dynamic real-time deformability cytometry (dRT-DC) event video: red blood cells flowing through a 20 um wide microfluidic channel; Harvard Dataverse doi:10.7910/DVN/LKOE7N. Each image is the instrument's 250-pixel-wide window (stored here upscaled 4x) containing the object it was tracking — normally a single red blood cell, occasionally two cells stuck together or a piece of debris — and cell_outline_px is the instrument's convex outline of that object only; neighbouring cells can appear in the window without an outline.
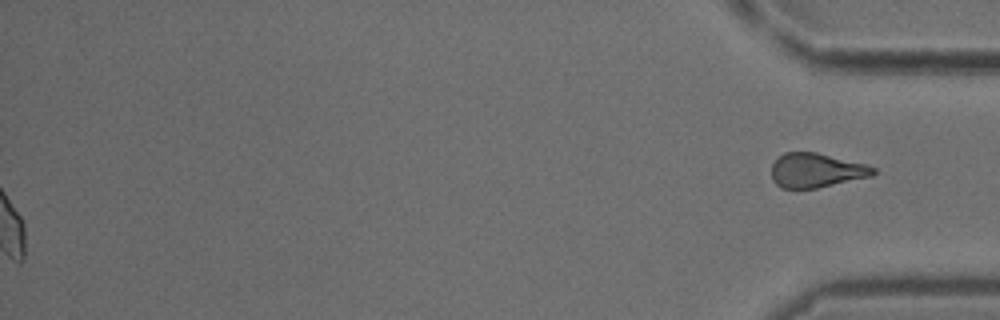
{"species": "common noctule bat (a hibernating species)", "species_latin": "Nyctalus noctula", "temperature_condition": "cold", "stored_images_in_passage": 54, "segment_of_instrument_passage": [2, 2], "camera_frame_rate_fps": 3000, "um_per_image_px": 0.085, "animal": {"sex": "male", "body_mass_g": 18.8}, "frame": {"image": 1, "passage_image": 54, "time_ms": 17.667, "image_size_px": [1000, 320], "cell_outline_px": [[876, 172], [872, 176], [816, 188], [780, 188], [772, 180], [772, 164], [784, 152], [816, 152], [868, 164], [876, 168]], "centroid_in_image_um": [69.4, 14.47], "position_along_channel_um": 365.8, "area_um2": 20.4}}